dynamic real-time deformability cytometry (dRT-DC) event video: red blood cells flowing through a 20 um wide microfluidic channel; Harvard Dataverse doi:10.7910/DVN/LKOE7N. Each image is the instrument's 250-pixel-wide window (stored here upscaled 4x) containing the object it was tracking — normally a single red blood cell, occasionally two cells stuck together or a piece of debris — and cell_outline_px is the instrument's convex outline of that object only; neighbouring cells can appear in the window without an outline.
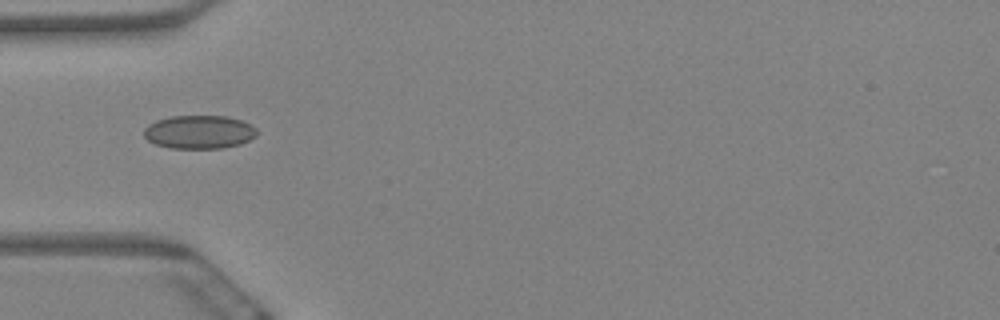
{"species": "Egyptian fruit bat (a non-hibernating species)", "species_latin": "Rousettus aegyptiacus", "temperature_condition": "warm", "stored_images_in_passage": 7, "camera_frame_rate_fps": 3000, "um_per_image_px": 0.085, "animal": {"sex": "female"}, "frame": {"image": 1, "passage_image": 3, "time_ms": 0.667, "image_size_px": [1000, 320], "cell_outline_px": [[256, 136], [240, 144], [224, 148], [168, 148], [156, 144], [148, 140], [144, 136], [144, 128], [148, 124], [156, 120], [172, 116], [228, 116], [240, 120], [256, 128]], "centroid_in_image_um": [16.9, 11.22], "position_along_channel_um": 68.1, "area_um2": 21.96}}
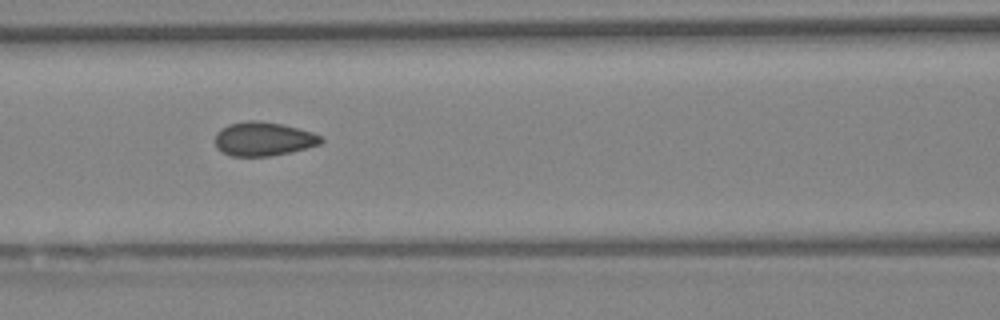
{"frame": {"image": 2, "passage_image": 5, "time_ms": 1.333, "image_size_px": [1000, 320], "cell_outline_px": [[324, 140], [320, 144], [292, 152], [268, 156], [232, 156], [216, 148], [216, 132], [220, 128], [228, 124], [248, 120], [256, 120], [280, 124], [312, 132], [320, 136]], "centroid_in_image_um": [22.37, 11.81], "position_along_channel_um": 144.2, "area_um2": 20.81}}
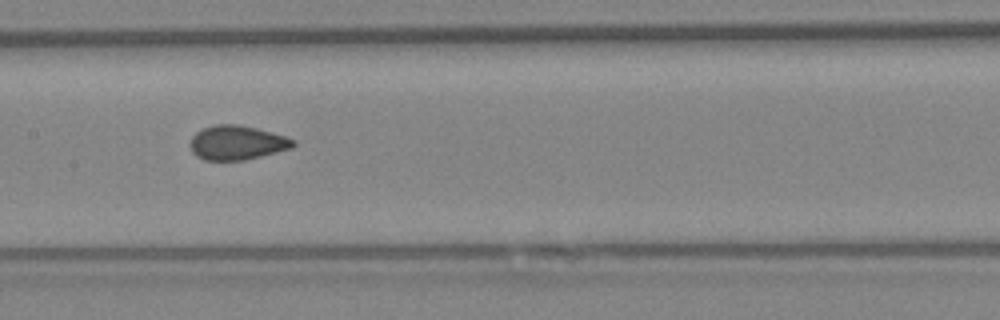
{"frame": {"image": 3, "passage_image": 6, "time_ms": 1.667, "image_size_px": [1000, 320], "cell_outline_px": [[296, 144], [292, 148], [244, 160], [204, 160], [196, 156], [192, 152], [188, 144], [192, 136], [196, 132], [204, 128], [216, 124], [240, 124], [256, 128], [284, 136], [296, 140]], "centroid_in_image_um": [20.11, 12.13], "position_along_channel_um": 187.3, "area_um2": 20.63}}